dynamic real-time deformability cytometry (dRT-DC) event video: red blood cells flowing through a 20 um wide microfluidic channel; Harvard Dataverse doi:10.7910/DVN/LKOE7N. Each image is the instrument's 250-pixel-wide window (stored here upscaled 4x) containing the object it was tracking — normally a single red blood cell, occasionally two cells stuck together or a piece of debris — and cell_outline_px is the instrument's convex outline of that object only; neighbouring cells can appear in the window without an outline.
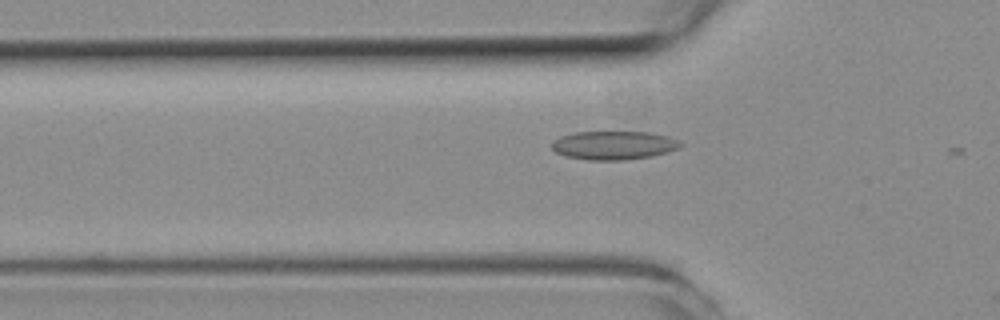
{"species": "common noctule bat (a hibernating species)", "species_latin": "Nyctalus noctula", "temperature_condition": "room temperature", "stored_images_in_passage": 4, "camera_frame_rate_fps": 3000, "um_per_image_px": 0.085, "animal": {"sex": "female", "body_mass_g": 19.3, "forearm_length_mm": 54.1}, "frame": {"image": 1, "passage_image": 3, "time_ms": 0.667, "image_size_px": [1000, 320], "cell_outline_px": [[684, 144], [680, 148], [668, 152], [652, 156], [624, 160], [588, 160], [564, 156], [556, 152], [552, 148], [552, 144], [560, 136], [576, 132], [648, 132], [668, 136]], "centroid_in_image_um": [52.19, 12.35], "position_along_channel_um": 73.6, "area_um2": 21.44}}